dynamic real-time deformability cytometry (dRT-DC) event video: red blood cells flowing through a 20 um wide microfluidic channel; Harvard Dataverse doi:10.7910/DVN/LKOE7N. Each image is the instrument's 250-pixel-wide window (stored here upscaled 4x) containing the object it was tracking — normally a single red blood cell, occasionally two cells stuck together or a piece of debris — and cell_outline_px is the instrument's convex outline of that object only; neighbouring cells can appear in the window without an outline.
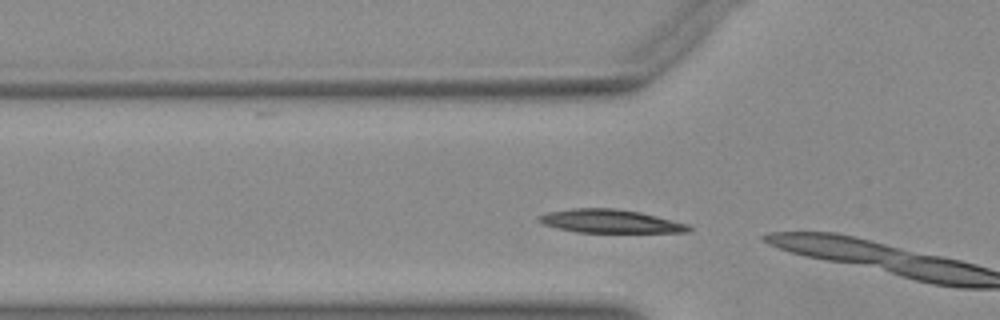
{"species": "Egyptian fruit bat (a non-hibernating species)", "species_latin": "Rousettus aegyptiacus", "temperature_condition": "warm", "stored_images_in_passage": 7, "camera_frame_rate_fps": 3000, "um_per_image_px": 0.085, "animal": {"sex": "female"}, "frame": {"image": 1, "passage_image": 7, "time_ms": 2.0, "image_size_px": [1000, 320], "cell_outline_px": [[692, 228], [688, 232], [576, 232], [544, 224], [536, 220], [536, 216], [548, 212], [572, 208], [616, 208], [640, 212], [688, 224]], "centroid_in_image_um": [51.84, 18.79], "position_along_channel_um": 74.0, "area_um2": 20.29}}